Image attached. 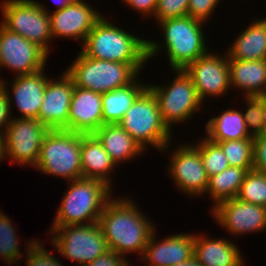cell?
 Returning <instances> with one entry per match:
<instances>
[{"label":"cell","instance_id":"obj_34","mask_svg":"<svg viewBox=\"0 0 266 266\" xmlns=\"http://www.w3.org/2000/svg\"><path fill=\"white\" fill-rule=\"evenodd\" d=\"M25 245L26 266H64L59 259L45 249L41 241L32 239Z\"/></svg>","mask_w":266,"mask_h":266},{"label":"cell","instance_id":"obj_43","mask_svg":"<svg viewBox=\"0 0 266 266\" xmlns=\"http://www.w3.org/2000/svg\"><path fill=\"white\" fill-rule=\"evenodd\" d=\"M4 140H3V133H0V162L3 160L4 162Z\"/></svg>","mask_w":266,"mask_h":266},{"label":"cell","instance_id":"obj_29","mask_svg":"<svg viewBox=\"0 0 266 266\" xmlns=\"http://www.w3.org/2000/svg\"><path fill=\"white\" fill-rule=\"evenodd\" d=\"M16 229L8 218L0 209V259L5 261L6 265L13 266L21 261L25 254H21L20 242L16 234Z\"/></svg>","mask_w":266,"mask_h":266},{"label":"cell","instance_id":"obj_21","mask_svg":"<svg viewBox=\"0 0 266 266\" xmlns=\"http://www.w3.org/2000/svg\"><path fill=\"white\" fill-rule=\"evenodd\" d=\"M234 240L194 235V257L202 266H243L244 259Z\"/></svg>","mask_w":266,"mask_h":266},{"label":"cell","instance_id":"obj_7","mask_svg":"<svg viewBox=\"0 0 266 266\" xmlns=\"http://www.w3.org/2000/svg\"><path fill=\"white\" fill-rule=\"evenodd\" d=\"M81 135L65 129H50L43 139L34 168L68 182L82 178Z\"/></svg>","mask_w":266,"mask_h":266},{"label":"cell","instance_id":"obj_36","mask_svg":"<svg viewBox=\"0 0 266 266\" xmlns=\"http://www.w3.org/2000/svg\"><path fill=\"white\" fill-rule=\"evenodd\" d=\"M221 0H189L188 16L201 20L203 22L210 21L215 8Z\"/></svg>","mask_w":266,"mask_h":266},{"label":"cell","instance_id":"obj_13","mask_svg":"<svg viewBox=\"0 0 266 266\" xmlns=\"http://www.w3.org/2000/svg\"><path fill=\"white\" fill-rule=\"evenodd\" d=\"M179 147V148H178ZM174 148L169 155L171 160L168 164L167 173L178 189L185 195L199 197L205 195L208 187L209 176L205 171L199 150L187 142Z\"/></svg>","mask_w":266,"mask_h":266},{"label":"cell","instance_id":"obj_15","mask_svg":"<svg viewBox=\"0 0 266 266\" xmlns=\"http://www.w3.org/2000/svg\"><path fill=\"white\" fill-rule=\"evenodd\" d=\"M214 220L232 236L266 230V207L232 198L211 211Z\"/></svg>","mask_w":266,"mask_h":266},{"label":"cell","instance_id":"obj_33","mask_svg":"<svg viewBox=\"0 0 266 266\" xmlns=\"http://www.w3.org/2000/svg\"><path fill=\"white\" fill-rule=\"evenodd\" d=\"M245 112L243 113L245 124L249 134L254 137L265 133L263 120V95L244 96Z\"/></svg>","mask_w":266,"mask_h":266},{"label":"cell","instance_id":"obj_20","mask_svg":"<svg viewBox=\"0 0 266 266\" xmlns=\"http://www.w3.org/2000/svg\"><path fill=\"white\" fill-rule=\"evenodd\" d=\"M103 125L102 94L75 86L69 109L68 131L94 134Z\"/></svg>","mask_w":266,"mask_h":266},{"label":"cell","instance_id":"obj_17","mask_svg":"<svg viewBox=\"0 0 266 266\" xmlns=\"http://www.w3.org/2000/svg\"><path fill=\"white\" fill-rule=\"evenodd\" d=\"M74 83L64 71L60 78L48 79L38 120L49 129L68 130V116Z\"/></svg>","mask_w":266,"mask_h":266},{"label":"cell","instance_id":"obj_40","mask_svg":"<svg viewBox=\"0 0 266 266\" xmlns=\"http://www.w3.org/2000/svg\"><path fill=\"white\" fill-rule=\"evenodd\" d=\"M11 120L9 103L4 89H0V133H4L5 128Z\"/></svg>","mask_w":266,"mask_h":266},{"label":"cell","instance_id":"obj_19","mask_svg":"<svg viewBox=\"0 0 266 266\" xmlns=\"http://www.w3.org/2000/svg\"><path fill=\"white\" fill-rule=\"evenodd\" d=\"M156 230L151 235L141 260L146 266H172L194 256V234H170L161 241L157 240Z\"/></svg>","mask_w":266,"mask_h":266},{"label":"cell","instance_id":"obj_14","mask_svg":"<svg viewBox=\"0 0 266 266\" xmlns=\"http://www.w3.org/2000/svg\"><path fill=\"white\" fill-rule=\"evenodd\" d=\"M210 50L189 64L185 73L191 78L200 100L204 103L209 96L220 97L229 92V59Z\"/></svg>","mask_w":266,"mask_h":266},{"label":"cell","instance_id":"obj_37","mask_svg":"<svg viewBox=\"0 0 266 266\" xmlns=\"http://www.w3.org/2000/svg\"><path fill=\"white\" fill-rule=\"evenodd\" d=\"M253 169L266 173V133L253 137Z\"/></svg>","mask_w":266,"mask_h":266},{"label":"cell","instance_id":"obj_42","mask_svg":"<svg viewBox=\"0 0 266 266\" xmlns=\"http://www.w3.org/2000/svg\"><path fill=\"white\" fill-rule=\"evenodd\" d=\"M74 0H53L55 5L57 6L55 10H61L66 7L68 4L72 3Z\"/></svg>","mask_w":266,"mask_h":266},{"label":"cell","instance_id":"obj_23","mask_svg":"<svg viewBox=\"0 0 266 266\" xmlns=\"http://www.w3.org/2000/svg\"><path fill=\"white\" fill-rule=\"evenodd\" d=\"M229 76L231 89L241 90L243 97L266 94V59H229Z\"/></svg>","mask_w":266,"mask_h":266},{"label":"cell","instance_id":"obj_25","mask_svg":"<svg viewBox=\"0 0 266 266\" xmlns=\"http://www.w3.org/2000/svg\"><path fill=\"white\" fill-rule=\"evenodd\" d=\"M227 51L228 59L265 60L266 59V17L253 19L249 27L240 33Z\"/></svg>","mask_w":266,"mask_h":266},{"label":"cell","instance_id":"obj_45","mask_svg":"<svg viewBox=\"0 0 266 266\" xmlns=\"http://www.w3.org/2000/svg\"><path fill=\"white\" fill-rule=\"evenodd\" d=\"M0 73H1V72H0ZM3 84H4V78H2V77L0 76V89L3 88Z\"/></svg>","mask_w":266,"mask_h":266},{"label":"cell","instance_id":"obj_46","mask_svg":"<svg viewBox=\"0 0 266 266\" xmlns=\"http://www.w3.org/2000/svg\"><path fill=\"white\" fill-rule=\"evenodd\" d=\"M124 266H133L131 262H129V260L124 264Z\"/></svg>","mask_w":266,"mask_h":266},{"label":"cell","instance_id":"obj_4","mask_svg":"<svg viewBox=\"0 0 266 266\" xmlns=\"http://www.w3.org/2000/svg\"><path fill=\"white\" fill-rule=\"evenodd\" d=\"M67 184L70 186L63 194L52 227L97 223L113 196V188L104 181L83 177Z\"/></svg>","mask_w":266,"mask_h":266},{"label":"cell","instance_id":"obj_26","mask_svg":"<svg viewBox=\"0 0 266 266\" xmlns=\"http://www.w3.org/2000/svg\"><path fill=\"white\" fill-rule=\"evenodd\" d=\"M204 129L205 137L215 143L253 138L247 130L243 113L239 109L236 111L230 108L220 115L211 117Z\"/></svg>","mask_w":266,"mask_h":266},{"label":"cell","instance_id":"obj_16","mask_svg":"<svg viewBox=\"0 0 266 266\" xmlns=\"http://www.w3.org/2000/svg\"><path fill=\"white\" fill-rule=\"evenodd\" d=\"M50 17L51 33L54 38H68L85 42L88 33L103 17L85 0H74L61 10L47 11Z\"/></svg>","mask_w":266,"mask_h":266},{"label":"cell","instance_id":"obj_28","mask_svg":"<svg viewBox=\"0 0 266 266\" xmlns=\"http://www.w3.org/2000/svg\"><path fill=\"white\" fill-rule=\"evenodd\" d=\"M246 173L244 168L229 166L219 174L209 177L205 195L208 194L214 203L211 210L219 203L237 197Z\"/></svg>","mask_w":266,"mask_h":266},{"label":"cell","instance_id":"obj_32","mask_svg":"<svg viewBox=\"0 0 266 266\" xmlns=\"http://www.w3.org/2000/svg\"><path fill=\"white\" fill-rule=\"evenodd\" d=\"M199 142L192 143L200 152L203 165L209 177L219 174L229 167L221 146L205 136Z\"/></svg>","mask_w":266,"mask_h":266},{"label":"cell","instance_id":"obj_44","mask_svg":"<svg viewBox=\"0 0 266 266\" xmlns=\"http://www.w3.org/2000/svg\"><path fill=\"white\" fill-rule=\"evenodd\" d=\"M263 120L266 133V94L263 95Z\"/></svg>","mask_w":266,"mask_h":266},{"label":"cell","instance_id":"obj_2","mask_svg":"<svg viewBox=\"0 0 266 266\" xmlns=\"http://www.w3.org/2000/svg\"><path fill=\"white\" fill-rule=\"evenodd\" d=\"M157 24L161 27L159 29L162 31L163 43L147 39L148 61L165 49L170 69L172 71L184 70L209 51L206 45L205 31L203 32L205 22L185 16L166 19Z\"/></svg>","mask_w":266,"mask_h":266},{"label":"cell","instance_id":"obj_10","mask_svg":"<svg viewBox=\"0 0 266 266\" xmlns=\"http://www.w3.org/2000/svg\"><path fill=\"white\" fill-rule=\"evenodd\" d=\"M173 73V81L167 85L148 84L156 96L162 120L170 130L173 125L191 120L203 105L194 83L185 71L173 70Z\"/></svg>","mask_w":266,"mask_h":266},{"label":"cell","instance_id":"obj_35","mask_svg":"<svg viewBox=\"0 0 266 266\" xmlns=\"http://www.w3.org/2000/svg\"><path fill=\"white\" fill-rule=\"evenodd\" d=\"M189 0H157V7L154 13L156 23L170 18L188 16Z\"/></svg>","mask_w":266,"mask_h":266},{"label":"cell","instance_id":"obj_22","mask_svg":"<svg viewBox=\"0 0 266 266\" xmlns=\"http://www.w3.org/2000/svg\"><path fill=\"white\" fill-rule=\"evenodd\" d=\"M117 166L94 134L81 135V169L83 178L104 181L112 188V177ZM112 183V184H111Z\"/></svg>","mask_w":266,"mask_h":266},{"label":"cell","instance_id":"obj_27","mask_svg":"<svg viewBox=\"0 0 266 266\" xmlns=\"http://www.w3.org/2000/svg\"><path fill=\"white\" fill-rule=\"evenodd\" d=\"M139 77L128 86L102 94L103 124H118L138 95L148 86Z\"/></svg>","mask_w":266,"mask_h":266},{"label":"cell","instance_id":"obj_5","mask_svg":"<svg viewBox=\"0 0 266 266\" xmlns=\"http://www.w3.org/2000/svg\"><path fill=\"white\" fill-rule=\"evenodd\" d=\"M145 64L97 60L81 51L65 72L74 86L103 94L133 83Z\"/></svg>","mask_w":266,"mask_h":266},{"label":"cell","instance_id":"obj_6","mask_svg":"<svg viewBox=\"0 0 266 266\" xmlns=\"http://www.w3.org/2000/svg\"><path fill=\"white\" fill-rule=\"evenodd\" d=\"M118 124L145 151L148 146L161 152H167L168 148L170 150L173 130L163 122L156 96L148 86L138 95Z\"/></svg>","mask_w":266,"mask_h":266},{"label":"cell","instance_id":"obj_41","mask_svg":"<svg viewBox=\"0 0 266 266\" xmlns=\"http://www.w3.org/2000/svg\"><path fill=\"white\" fill-rule=\"evenodd\" d=\"M172 266H202V265L193 256L191 259H189V260H187L185 262H182V263H179V264H175V265H172Z\"/></svg>","mask_w":266,"mask_h":266},{"label":"cell","instance_id":"obj_38","mask_svg":"<svg viewBox=\"0 0 266 266\" xmlns=\"http://www.w3.org/2000/svg\"><path fill=\"white\" fill-rule=\"evenodd\" d=\"M122 2L146 18L148 16L153 18L157 7V0H122Z\"/></svg>","mask_w":266,"mask_h":266},{"label":"cell","instance_id":"obj_11","mask_svg":"<svg viewBox=\"0 0 266 266\" xmlns=\"http://www.w3.org/2000/svg\"><path fill=\"white\" fill-rule=\"evenodd\" d=\"M50 129L37 118L11 117L3 133L4 157L14 164H37L43 139Z\"/></svg>","mask_w":266,"mask_h":266},{"label":"cell","instance_id":"obj_12","mask_svg":"<svg viewBox=\"0 0 266 266\" xmlns=\"http://www.w3.org/2000/svg\"><path fill=\"white\" fill-rule=\"evenodd\" d=\"M48 54L37 44L11 32L0 23V71L8 68L15 76L31 75L46 67Z\"/></svg>","mask_w":266,"mask_h":266},{"label":"cell","instance_id":"obj_3","mask_svg":"<svg viewBox=\"0 0 266 266\" xmlns=\"http://www.w3.org/2000/svg\"><path fill=\"white\" fill-rule=\"evenodd\" d=\"M129 32L103 16L88 33L80 51L97 60L146 63L147 39Z\"/></svg>","mask_w":266,"mask_h":266},{"label":"cell","instance_id":"obj_39","mask_svg":"<svg viewBox=\"0 0 266 266\" xmlns=\"http://www.w3.org/2000/svg\"><path fill=\"white\" fill-rule=\"evenodd\" d=\"M128 260L122 255L109 250L105 254L98 256L94 261L85 266H124Z\"/></svg>","mask_w":266,"mask_h":266},{"label":"cell","instance_id":"obj_18","mask_svg":"<svg viewBox=\"0 0 266 266\" xmlns=\"http://www.w3.org/2000/svg\"><path fill=\"white\" fill-rule=\"evenodd\" d=\"M44 70L31 75H19L13 78L11 83V93L7 82L3 84V89L6 93L9 111L12 116V99L21 114L19 118H37L40 111V106L43 101L46 84L50 77L44 75ZM13 95V96H12ZM12 97V98H11Z\"/></svg>","mask_w":266,"mask_h":266},{"label":"cell","instance_id":"obj_9","mask_svg":"<svg viewBox=\"0 0 266 266\" xmlns=\"http://www.w3.org/2000/svg\"><path fill=\"white\" fill-rule=\"evenodd\" d=\"M49 238L59 254L85 266L109 251L99 223L51 227Z\"/></svg>","mask_w":266,"mask_h":266},{"label":"cell","instance_id":"obj_8","mask_svg":"<svg viewBox=\"0 0 266 266\" xmlns=\"http://www.w3.org/2000/svg\"><path fill=\"white\" fill-rule=\"evenodd\" d=\"M1 24L27 40L37 44L48 55L53 40L48 9L35 0H2Z\"/></svg>","mask_w":266,"mask_h":266},{"label":"cell","instance_id":"obj_24","mask_svg":"<svg viewBox=\"0 0 266 266\" xmlns=\"http://www.w3.org/2000/svg\"><path fill=\"white\" fill-rule=\"evenodd\" d=\"M94 135L116 166L122 162L133 161L132 159L139 157L145 151L119 124H105Z\"/></svg>","mask_w":266,"mask_h":266},{"label":"cell","instance_id":"obj_1","mask_svg":"<svg viewBox=\"0 0 266 266\" xmlns=\"http://www.w3.org/2000/svg\"><path fill=\"white\" fill-rule=\"evenodd\" d=\"M135 203L130 198L112 197L106 203L98 223L109 250L123 257L133 252L141 258L157 228Z\"/></svg>","mask_w":266,"mask_h":266},{"label":"cell","instance_id":"obj_30","mask_svg":"<svg viewBox=\"0 0 266 266\" xmlns=\"http://www.w3.org/2000/svg\"><path fill=\"white\" fill-rule=\"evenodd\" d=\"M229 166L253 169V138L218 142Z\"/></svg>","mask_w":266,"mask_h":266},{"label":"cell","instance_id":"obj_31","mask_svg":"<svg viewBox=\"0 0 266 266\" xmlns=\"http://www.w3.org/2000/svg\"><path fill=\"white\" fill-rule=\"evenodd\" d=\"M236 198L266 207V173L255 169L247 171Z\"/></svg>","mask_w":266,"mask_h":266}]
</instances>
